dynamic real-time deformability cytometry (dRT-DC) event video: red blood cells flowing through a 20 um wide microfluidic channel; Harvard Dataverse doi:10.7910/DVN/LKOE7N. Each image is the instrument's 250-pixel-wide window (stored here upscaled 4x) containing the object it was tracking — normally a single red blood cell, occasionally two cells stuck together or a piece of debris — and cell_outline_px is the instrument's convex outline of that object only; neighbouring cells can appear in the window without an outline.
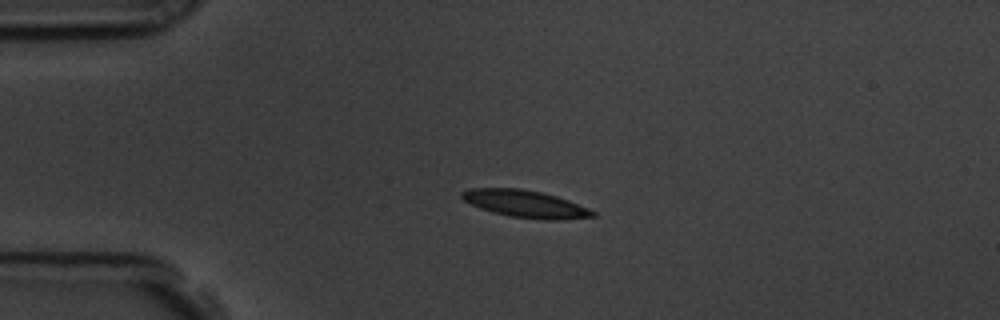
{"species": "common noctule bat (a hibernating species)", "species_latin": "Nyctalus noctula", "temperature_condition": "room temperature", "stored_images_in_passage": 45, "camera_frame_rate_fps": 3000, "um_per_image_px": 0.085, "animal": {"sex": "male", "body_mass_g": 19.5, "forearm_length_mm": 54.6}, "frame": {"image": 1, "passage_image": 1, "time_ms": 0.0, "image_size_px": [1000, 320], "cell_outline_px": [[596, 216], [560, 220], [544, 220], [508, 216], [492, 212], [480, 208], [464, 200], [460, 196], [460, 192], [468, 188], [520, 188], [540, 192], [556, 196], [568, 200], [588, 208], [596, 212]], "centroid_in_image_um": [44.64, 17.33], "position_along_channel_um": 40.4, "area_um2": 20.81}}
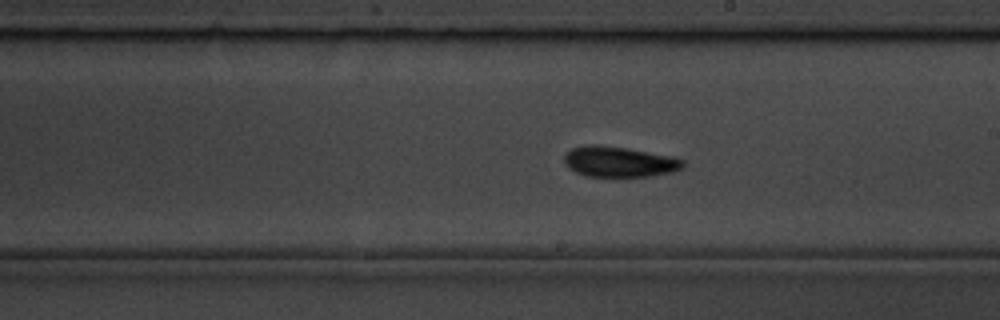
{"frame": {"image": 2, "passage_image": 20, "time_ms": 6.333, "image_size_px": [1000, 320], "cell_outline_px": [[684, 168], [672, 172], [652, 176], [584, 176], [568, 168], [564, 164], [564, 152], [572, 148], [584, 144], [596, 144], [628, 148], [672, 156], [684, 160]], "centroid_in_image_um": [52.6, 13.74], "position_along_channel_um": 236.4, "area_um2": 21.44}}
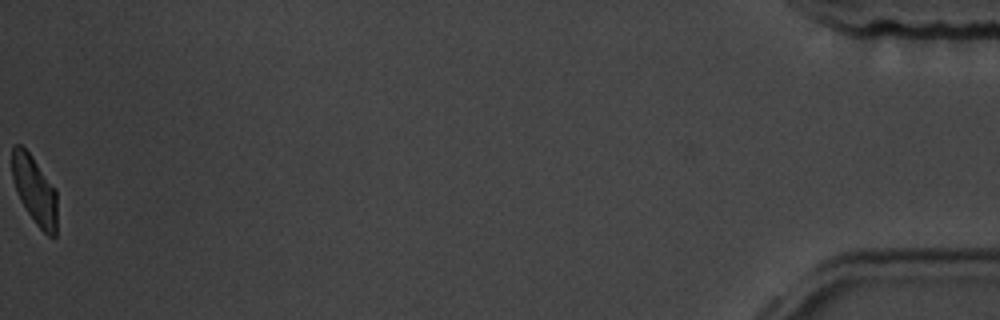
{"frame": {"image": 3, "passage_image": 45, "time_ms": 14.667, "image_size_px": [1000, 320], "cell_outline_px": [[56, 236], [48, 236], [36, 224], [20, 200], [16, 192], [12, 176], [12, 148], [16, 144], [20, 144], [32, 156], [56, 188]], "centroid_in_image_um": [2.94, 16.15], "position_along_channel_um": 432.3, "area_um2": 17.86}, "authors_computed_cell_mechanics": {"area_um2": 20.1722, "velocity_mm_per_s": 3.5624, "shape_relaxation_time_tau1_ms": 2.5535, "shape_relaxation_time_tau2_ms": 2.797, "deformation_change_tau1": 0.1141, "deformation_change_tau2": 0.0952}}